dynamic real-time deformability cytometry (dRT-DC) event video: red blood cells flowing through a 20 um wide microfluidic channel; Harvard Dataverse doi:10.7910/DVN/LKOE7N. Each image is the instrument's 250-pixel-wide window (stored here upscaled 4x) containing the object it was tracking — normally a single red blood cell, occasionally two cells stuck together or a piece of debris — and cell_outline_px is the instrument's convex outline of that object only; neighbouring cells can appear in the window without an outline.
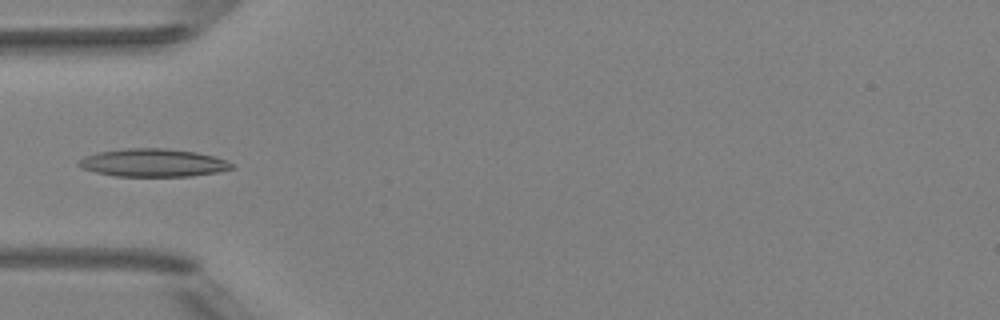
{"species": "Egyptian fruit bat (a non-hibernating species)", "species_latin": "Rousettus aegyptiacus", "temperature_condition": "room temperature", "stored_images_in_passage": 1, "camera_frame_rate_fps": 3000, "um_per_image_px": 0.085, "animal": {"sex": "female"}, "frame": {"image": 1, "passage_image": 1, "time_ms": 0.0, "image_size_px": [1000, 320], "cell_outline_px": [[236, 168], [220, 172], [192, 176], [112, 176], [80, 168], [76, 164], [84, 156], [100, 152], [128, 148], [164, 148], [196, 152], [216, 156], [228, 160], [236, 164]], "centroid_in_image_um": [13.09, 13.84], "position_along_channel_um": 71.9, "area_um2": 25.26}}